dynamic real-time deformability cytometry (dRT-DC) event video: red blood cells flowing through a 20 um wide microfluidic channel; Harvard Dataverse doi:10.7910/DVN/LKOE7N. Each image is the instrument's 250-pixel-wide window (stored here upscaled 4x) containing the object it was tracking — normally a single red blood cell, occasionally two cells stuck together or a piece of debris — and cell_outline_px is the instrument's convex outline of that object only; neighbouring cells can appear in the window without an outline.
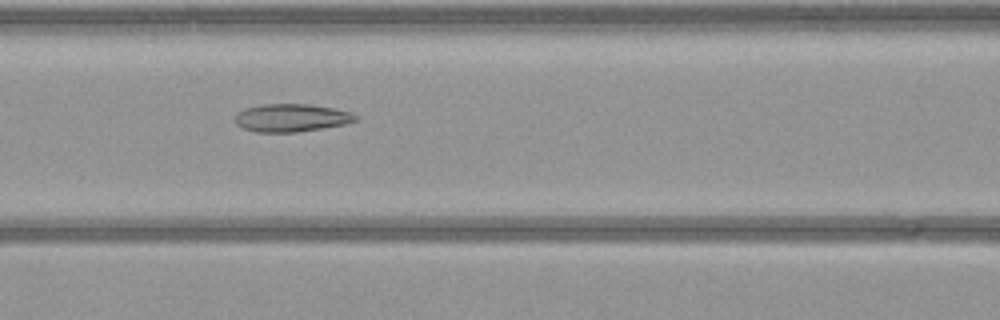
{"species": "common noctule bat (a hibernating species)", "species_latin": "Nyctalus noctula", "temperature_condition": "warm", "stored_images_in_passage": 49, "camera_frame_rate_fps": 3000, "um_per_image_px": 0.085, "animal": {"sex": "female", "body_mass_g": 21.9}, "frame": {"image": 1, "passage_image": 22, "time_ms": 7.0, "image_size_px": [1000, 320], "cell_outline_px": [[360, 116], [356, 120], [344, 124], [296, 132], [256, 132], [244, 128], [236, 124], [236, 116], [244, 108], [260, 104], [308, 104], [332, 108], [352, 112]], "centroid_in_image_um": [24.78, 10.0], "position_along_channel_um": 141.8, "area_um2": 19.42}}
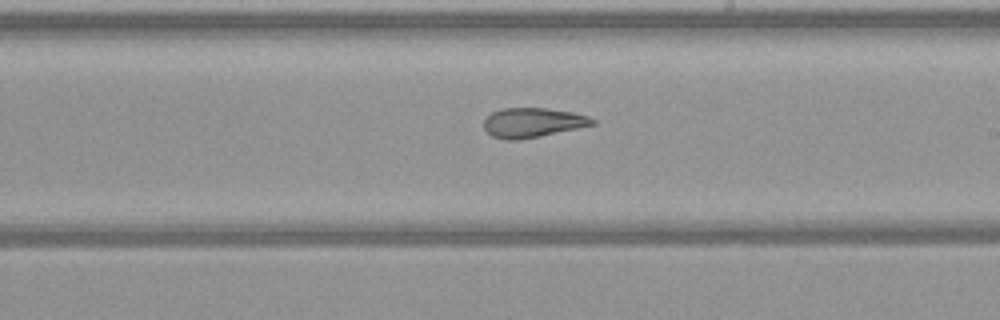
{"frame": {"image": 2, "passage_image": 30, "time_ms": 9.667, "image_size_px": [1000, 320], "cell_outline_px": [[596, 124], [540, 136], [516, 140], [504, 140], [492, 136], [484, 128], [484, 120], [492, 112], [504, 108], [548, 108], [572, 112], [588, 116], [596, 120]], "centroid_in_image_um": [45.28, 10.42], "position_along_channel_um": 243.7, "area_um2": 18.61}}
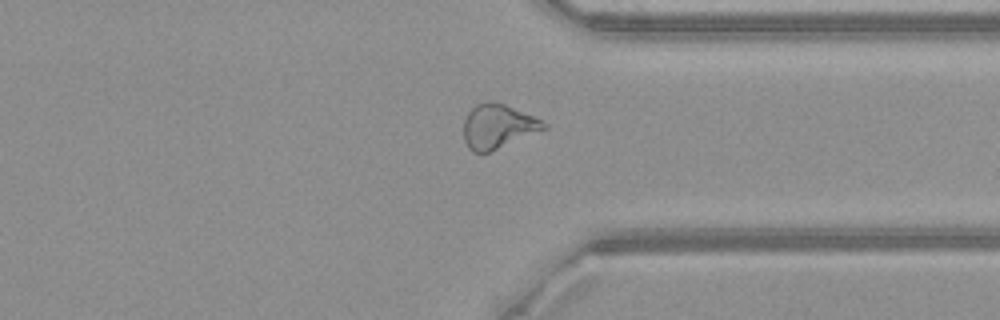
{"frame": {"image": 3, "passage_image": 40, "time_ms": 13.0, "image_size_px": [1000, 320], "cell_outline_px": [[548, 128], [488, 152], [472, 152], [468, 148], [464, 140], [464, 120], [468, 112], [476, 104], [484, 100], [488, 100], [504, 104], [532, 116], [548, 124]], "centroid_in_image_um": [42.29, 10.73], "position_along_channel_um": 369.1, "area_um2": 20.46}}